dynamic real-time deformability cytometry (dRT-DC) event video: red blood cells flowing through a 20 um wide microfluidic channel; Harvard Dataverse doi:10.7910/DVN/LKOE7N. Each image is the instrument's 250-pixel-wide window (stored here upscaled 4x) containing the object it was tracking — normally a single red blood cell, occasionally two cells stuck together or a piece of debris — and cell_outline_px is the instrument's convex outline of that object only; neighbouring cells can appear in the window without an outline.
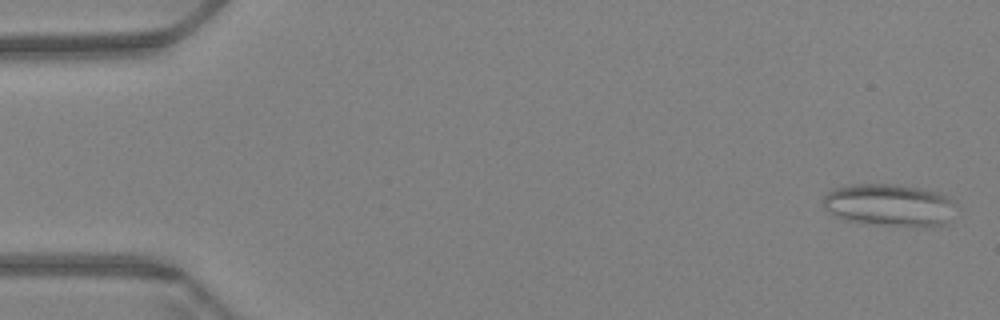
{"species": "Egyptian fruit bat (a non-hibernating species)", "species_latin": "Rousettus aegyptiacus", "temperature_condition": "warm", "stored_images_in_passage": 60, "camera_frame_rate_fps": 3000, "um_per_image_px": 0.085, "animal": {"sex": "female"}, "frame": {"image": 1, "passage_image": 2, "time_ms": 0.333, "image_size_px": [1000, 320], "cell_outline_px": [[956, 204], [940, 224], [884, 224], [848, 220], [836, 216], [824, 208], [824, 196], [832, 188], [852, 184], [896, 184], [920, 188], [940, 192], [956, 200]], "centroid_in_image_um": [75.52, 17.35], "position_along_channel_um": 9.5, "area_um2": 31.56}}
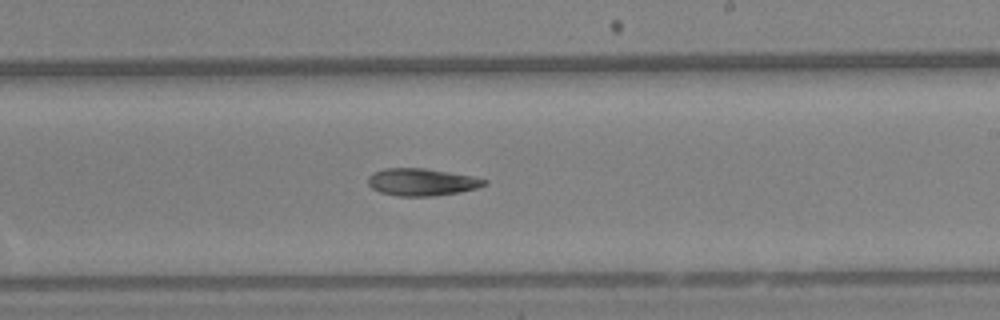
{"frame": {"image": 2, "passage_image": 36, "time_ms": 11.667, "image_size_px": [1000, 320], "cell_outline_px": [[488, 184], [476, 188], [460, 192], [432, 196], [396, 196], [380, 192], [372, 188], [368, 184], [368, 176], [372, 172], [384, 168], [424, 168], [472, 176], [488, 180]], "centroid_in_image_um": [35.83, 15.47], "position_along_channel_um": 253.2, "area_um2": 18.55}}
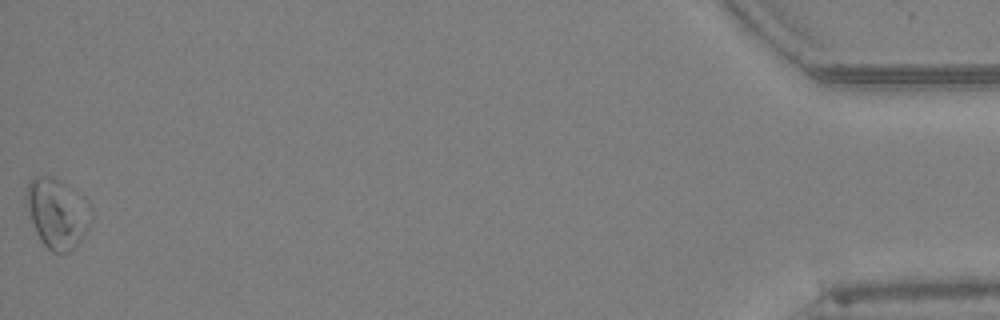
{"frame": {"image": 3, "passage_image": 60, "time_ms": 19.667, "image_size_px": [1000, 320], "cell_outline_px": [[88, 228], [80, 240], [68, 252], [52, 252], [44, 244], [36, 232], [28, 208], [28, 180], [36, 176], [52, 176], [60, 180], [64, 184], [88, 224]], "centroid_in_image_um": [4.68, 18.19], "position_along_channel_um": 430.5, "area_um2": 23.24}}